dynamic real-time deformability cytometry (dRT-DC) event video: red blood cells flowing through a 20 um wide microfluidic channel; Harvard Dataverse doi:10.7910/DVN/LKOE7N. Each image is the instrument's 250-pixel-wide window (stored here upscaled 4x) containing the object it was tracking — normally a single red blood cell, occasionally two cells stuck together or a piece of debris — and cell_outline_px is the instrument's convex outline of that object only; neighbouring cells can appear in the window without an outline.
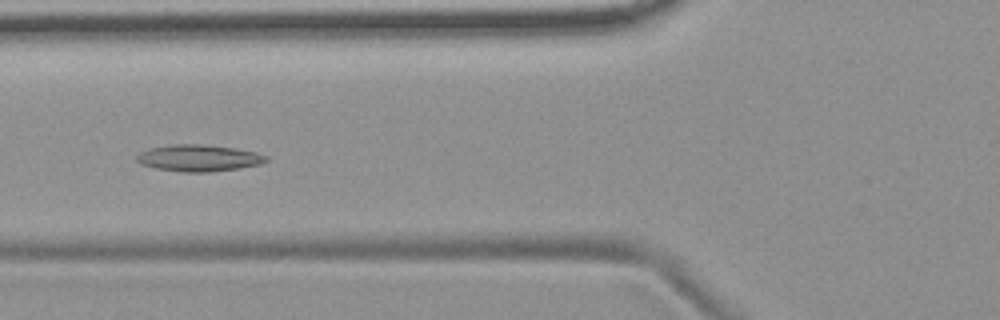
{"species": "common noctule bat (a hibernating species)", "species_latin": "Nyctalus noctula", "temperature_condition": "room temperature", "stored_images_in_passage": 8, "camera_frame_rate_fps": 3000, "um_per_image_px": 0.085, "animal": {"sex": "female", "body_mass_g": 19.9}, "frame": {"image": 1, "passage_image": 5, "time_ms": 5.333, "image_size_px": [1000, 320], "cell_outline_px": [[268, 160], [260, 164], [240, 168], [212, 172], [184, 172], [156, 168], [140, 164], [136, 160], [136, 156], [140, 152], [148, 148], [168, 144], [204, 144], [236, 148], [256, 152], [268, 156]], "centroid_in_image_um": [16.88, 13.42], "position_along_channel_um": 108.9, "area_um2": 20.35}}
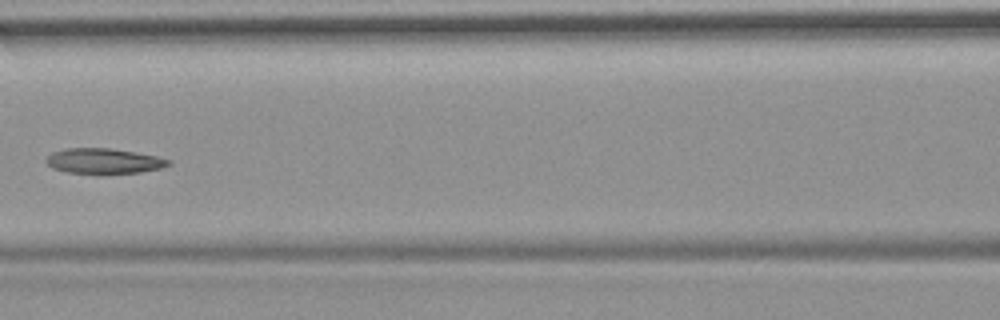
{"frame": {"image": 2, "passage_image": 6, "time_ms": 6.667, "image_size_px": [1000, 320], "cell_outline_px": [[172, 164], [160, 168], [140, 172], [68, 172], [52, 168], [44, 160], [52, 152], [64, 148], [112, 148], [136, 152], [156, 156], [172, 160]], "centroid_in_image_um": [8.83, 13.65], "position_along_channel_um": 157.8, "area_um2": 17.69}}
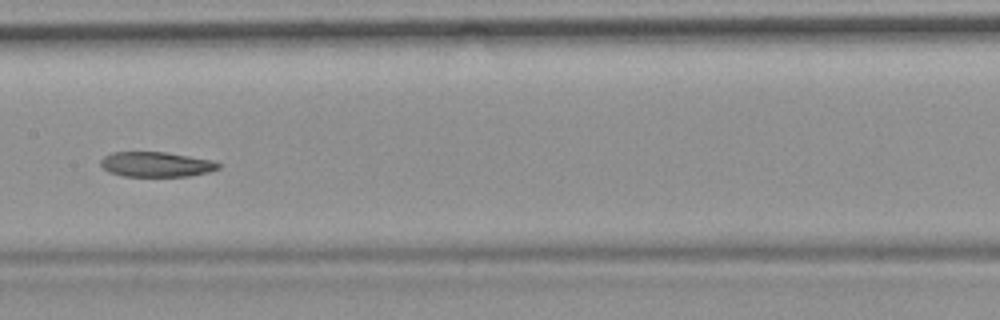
{"frame": {"image": 3, "passage_image": 7, "time_ms": 7.667, "image_size_px": [1000, 320], "cell_outline_px": [[220, 168], [208, 172], [188, 176], [124, 176], [108, 172], [100, 164], [100, 160], [104, 156], [112, 152], [164, 152], [212, 160], [220, 164]], "centroid_in_image_um": [13.25, 13.97], "position_along_channel_um": 194.1, "area_um2": 17.05}}